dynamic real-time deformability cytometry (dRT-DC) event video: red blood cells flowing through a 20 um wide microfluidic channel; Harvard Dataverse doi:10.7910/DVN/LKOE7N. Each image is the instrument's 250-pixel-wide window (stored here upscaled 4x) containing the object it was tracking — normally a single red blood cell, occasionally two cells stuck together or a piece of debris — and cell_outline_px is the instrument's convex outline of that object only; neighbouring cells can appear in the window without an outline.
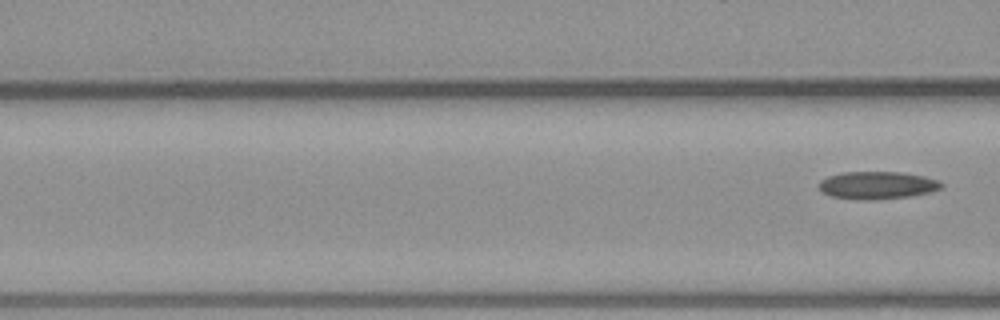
{"species": "common noctule bat (a hibernating species)", "species_latin": "Nyctalus noctula", "temperature_condition": "warm", "stored_images_in_passage": 5, "camera_frame_rate_fps": 3000, "um_per_image_px": 0.085, "animal": {"sex": "male", "body_mass_g": 23.1, "forearm_length_mm": 52.7}, "frame": {"image": 1, "passage_image": 5, "time_ms": 5.0, "image_size_px": [1000, 320], "cell_outline_px": [[944, 184], [940, 188], [928, 192], [908, 196], [876, 200], [860, 200], [832, 196], [824, 192], [816, 184], [820, 180], [828, 176], [844, 172], [900, 172], [924, 176], [940, 180]], "centroid_in_image_um": [74.55, 15.74], "position_along_channel_um": 92.0, "area_um2": 19.65}}